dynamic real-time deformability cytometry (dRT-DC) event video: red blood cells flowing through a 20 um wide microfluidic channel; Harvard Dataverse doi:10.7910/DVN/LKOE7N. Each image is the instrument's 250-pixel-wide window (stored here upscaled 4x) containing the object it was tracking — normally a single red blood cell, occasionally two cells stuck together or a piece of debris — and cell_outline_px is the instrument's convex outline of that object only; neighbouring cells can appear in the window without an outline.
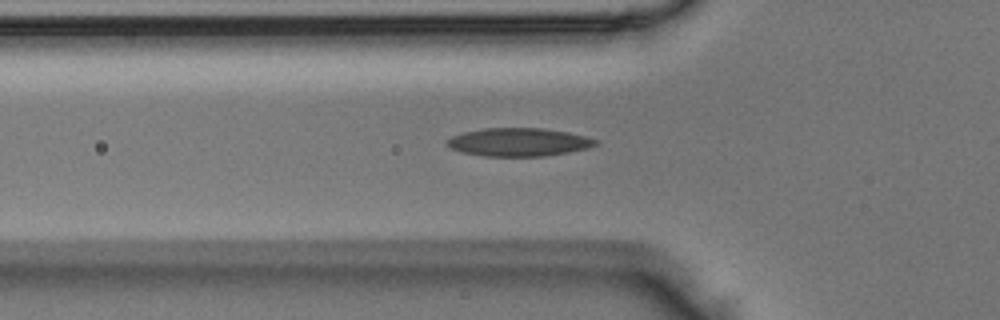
{"species": "Egyptian fruit bat (a non-hibernating species)", "species_latin": "Rousettus aegyptiacus", "temperature_condition": "room temperature", "stored_images_in_passage": 32, "camera_frame_rate_fps": 3000, "um_per_image_px": 0.085, "animal": {"sex": "male"}, "frame": {"image": 1, "passage_image": 3, "time_ms": 0.667, "image_size_px": [1000, 320], "cell_outline_px": [[600, 140], [596, 144], [588, 148], [568, 152], [544, 156], [484, 156], [460, 152], [444, 144], [444, 140], [452, 136], [464, 132], [484, 128], [540, 128], [568, 132]], "centroid_in_image_um": [44.05, 12.08], "position_along_channel_um": 81.8, "area_um2": 24.45}}
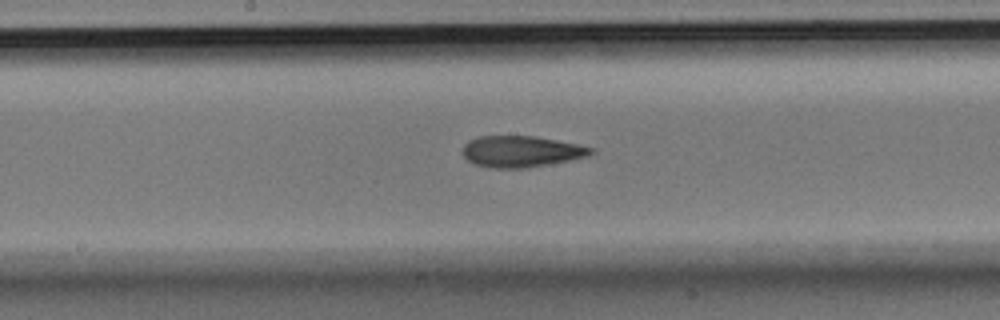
{"frame": {"image": 2, "passage_image": 12, "time_ms": 3.667, "image_size_px": [1000, 320], "cell_outline_px": [[596, 152], [588, 156], [548, 164], [524, 168], [492, 168], [476, 164], [468, 160], [464, 156], [464, 144], [468, 140], [480, 136], [536, 136], [596, 148]], "centroid_in_image_um": [44.33, 12.87], "position_along_channel_um": 203.9, "area_um2": 23.24}}
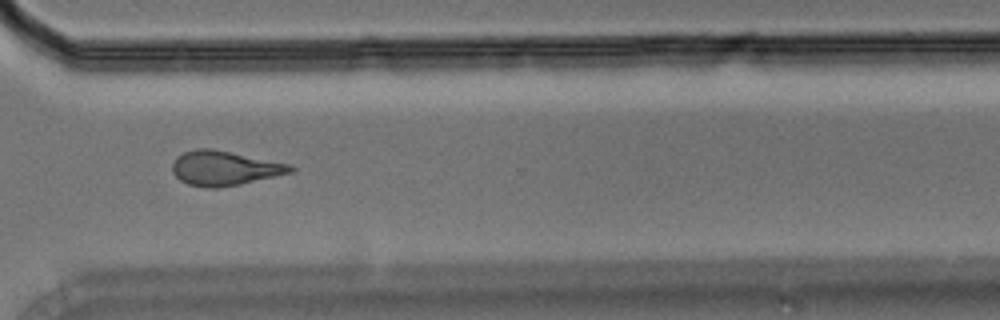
{"frame": {"image": 3, "passage_image": 23, "time_ms": 7.333, "image_size_px": [1000, 320], "cell_outline_px": [[296, 168], [292, 172], [240, 184], [216, 188], [204, 188], [188, 184], [180, 180], [172, 172], [172, 164], [176, 156], [184, 152], [196, 148], [212, 148], [292, 164]], "centroid_in_image_um": [19.07, 14.28], "position_along_channel_um": 351.5, "area_um2": 23.93}}